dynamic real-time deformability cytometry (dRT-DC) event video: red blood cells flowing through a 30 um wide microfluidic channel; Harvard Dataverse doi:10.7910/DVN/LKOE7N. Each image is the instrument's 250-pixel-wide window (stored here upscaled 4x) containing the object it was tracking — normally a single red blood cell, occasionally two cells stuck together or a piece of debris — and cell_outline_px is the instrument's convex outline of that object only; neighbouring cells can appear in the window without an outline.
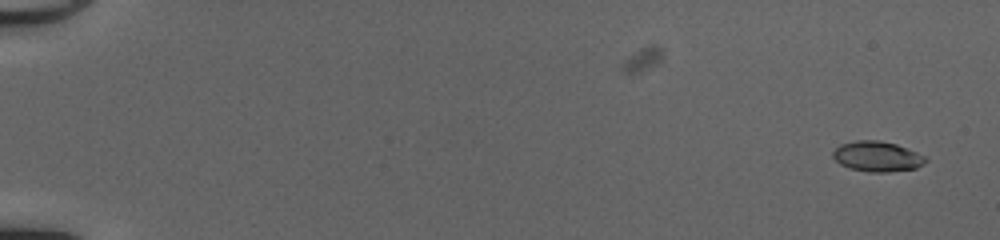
{"species": "common noctule bat (a hibernating species)", "species_latin": "Nyctalus noctula", "temperature_condition": "cold", "stored_images_in_passage": 52, "camera_frame_rate_fps": 3000, "um_per_image_px": 0.085, "animal": {"sex": "female", "body_mass_g": 20.0, "forearm_length_mm": 54.0}, "frame": {"image": 1, "passage_image": 2, "time_ms": 0.333, "image_size_px": [1000, 240], "cell_outline_px": [[928, 160], [916, 168], [888, 172], [868, 172], [848, 168], [840, 164], [832, 156], [832, 152], [840, 144], [856, 140], [880, 140], [896, 144], [916, 152], [924, 156]], "centroid_in_image_um": [74.53, 13.3], "position_along_channel_um": 10.5, "area_um2": 16.36}}
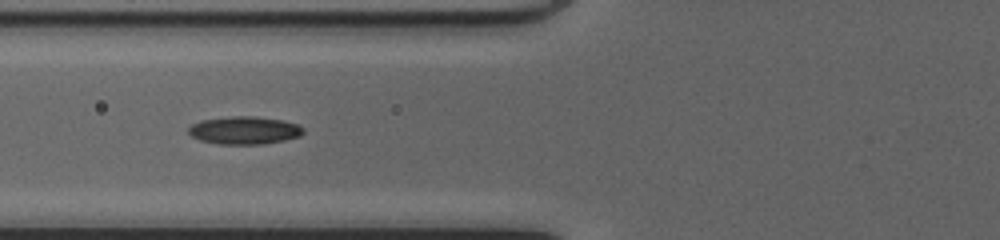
{"frame": {"image": 2, "passage_image": 22, "time_ms": 7.0, "image_size_px": [1000, 240], "cell_outline_px": [[304, 132], [300, 136], [284, 140], [264, 144], [220, 144], [200, 140], [192, 136], [188, 132], [188, 128], [192, 124], [200, 120], [232, 116], [256, 116], [284, 120], [300, 124], [304, 128]], "centroid_in_image_um": [20.81, 11.07], "position_along_channel_um": 105.0, "area_um2": 18.79}}
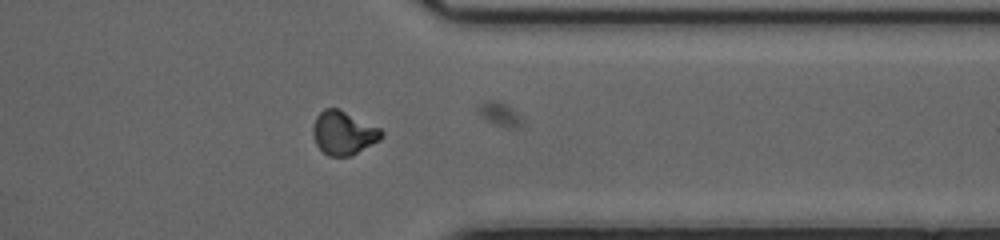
{"frame": {"image": 3, "passage_image": 42, "time_ms": 13.667, "image_size_px": [1000, 240], "cell_outline_px": [[384, 136], [380, 140], [352, 156], [328, 156], [316, 144], [312, 132], [312, 128], [316, 116], [324, 108], [336, 108], [380, 128], [384, 132]], "centroid_in_image_um": [29.2, 11.31], "position_along_channel_um": 382.2, "area_um2": 17.34}}